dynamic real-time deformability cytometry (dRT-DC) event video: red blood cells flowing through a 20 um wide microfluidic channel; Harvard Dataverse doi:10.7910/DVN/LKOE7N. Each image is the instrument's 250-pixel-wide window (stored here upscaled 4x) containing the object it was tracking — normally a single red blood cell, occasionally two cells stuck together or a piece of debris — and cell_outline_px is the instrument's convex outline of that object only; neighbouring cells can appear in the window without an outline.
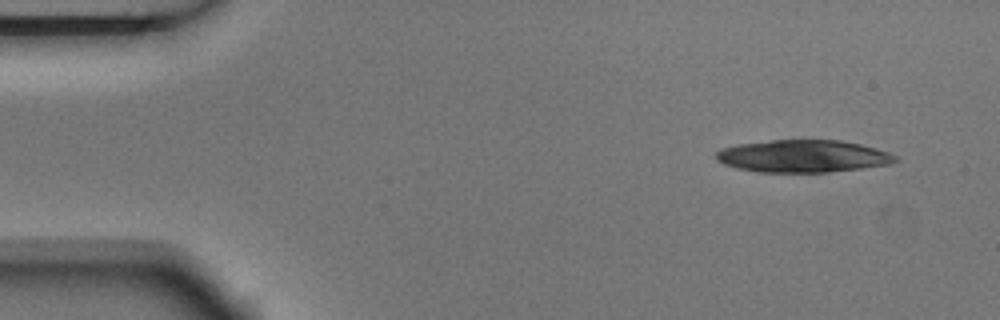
{"species": "Egyptian fruit bat (a non-hibernating species)", "species_latin": "Rousettus aegyptiacus", "temperature_condition": "room temperature", "stored_images_in_passage": 5, "segment_of_instrument_passage": [1, 2], "camera_frame_rate_fps": 3000, "um_per_image_px": 0.085, "animal": {"sex": "male"}, "frame": {"image": 1, "passage_image": 1, "time_ms": 0.0, "image_size_px": [1000, 320], "cell_outline_px": [[900, 160], [888, 164], [860, 168], [828, 172], [756, 172], [736, 168], [724, 164], [716, 160], [716, 152], [724, 148], [736, 144], [772, 140], [840, 140], [860, 144], [876, 148], [900, 156]], "centroid_in_image_um": [68.26, 13.27], "position_along_channel_um": 16.7, "area_um2": 33.93}}